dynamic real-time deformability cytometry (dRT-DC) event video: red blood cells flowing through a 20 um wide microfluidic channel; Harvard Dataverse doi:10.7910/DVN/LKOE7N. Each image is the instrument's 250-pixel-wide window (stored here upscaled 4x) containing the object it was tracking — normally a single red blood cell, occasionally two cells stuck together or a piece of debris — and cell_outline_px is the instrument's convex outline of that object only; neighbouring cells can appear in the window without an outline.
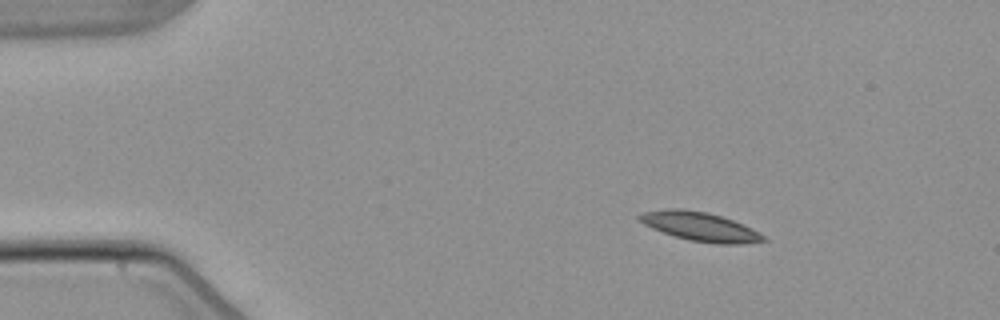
{"species": "common noctule bat (a hibernating species)", "species_latin": "Nyctalus noctula", "temperature_condition": "warm", "stored_images_in_passage": 5, "camera_frame_rate_fps": 3000, "um_per_image_px": 0.085, "animal": {"sex": "male", "body_mass_g": 21.5, "forearm_length_mm": 52.0}, "frame": {"image": 1, "passage_image": 2, "time_ms": 1.333, "image_size_px": [1000, 320], "cell_outline_px": [[768, 240], [744, 244], [716, 244], [688, 240], [652, 228], [644, 224], [636, 216], [644, 212], [668, 208], [680, 208], [708, 212], [732, 220], [752, 228], [760, 232]], "centroid_in_image_um": [59.53, 19.26], "position_along_channel_um": 25.5, "area_um2": 20.87}}
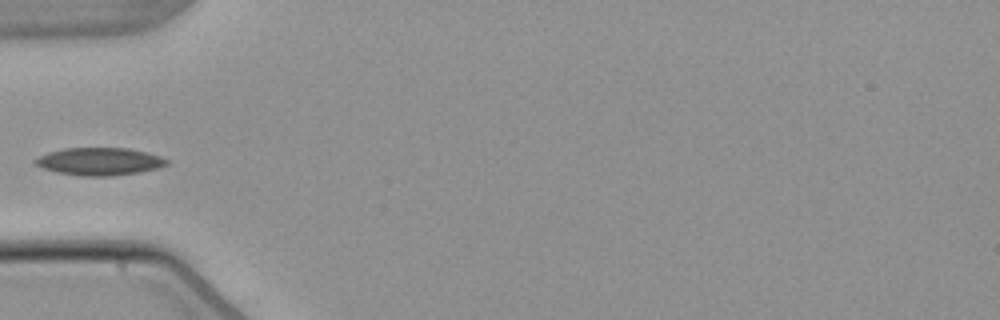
{"frame": {"image": 2, "passage_image": 4, "time_ms": 4.667, "image_size_px": [1000, 320], "cell_outline_px": [[168, 164], [160, 168], [140, 172], [112, 176], [80, 176], [56, 172], [44, 168], [36, 164], [32, 160], [48, 152], [64, 148], [128, 148], [148, 152], [160, 156], [168, 160]], "centroid_in_image_um": [8.49, 13.72], "position_along_channel_um": 76.5, "area_um2": 21.27}}
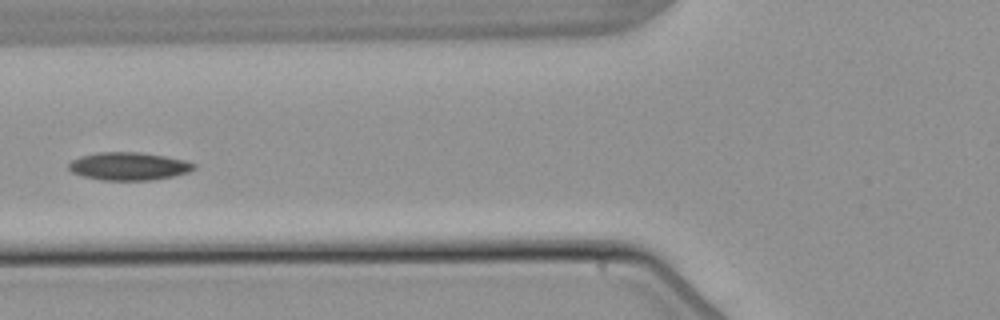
{"frame": {"image": 3, "passage_image": 5, "time_ms": 5.667, "image_size_px": [1000, 320], "cell_outline_px": [[196, 168], [188, 172], [172, 176], [152, 180], [100, 180], [84, 176], [72, 172], [68, 168], [68, 164], [72, 160], [80, 156], [100, 152], [140, 152], [164, 156], [184, 160], [196, 164]], "centroid_in_image_um": [10.94, 14.13], "position_along_channel_um": 114.9, "area_um2": 20.29}}